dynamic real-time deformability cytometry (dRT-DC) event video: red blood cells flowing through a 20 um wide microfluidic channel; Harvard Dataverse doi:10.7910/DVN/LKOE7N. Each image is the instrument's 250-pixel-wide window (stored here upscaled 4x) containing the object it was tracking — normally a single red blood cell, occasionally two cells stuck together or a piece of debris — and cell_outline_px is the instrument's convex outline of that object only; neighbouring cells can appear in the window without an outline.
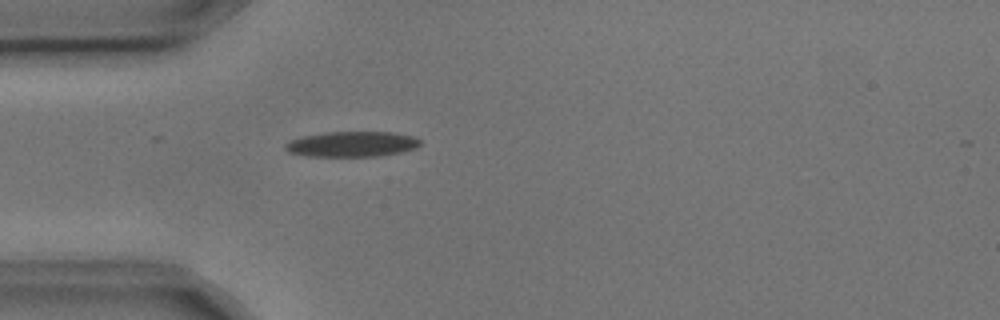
{"species": "common noctule bat (a hibernating species)", "species_latin": "Nyctalus noctula", "temperature_condition": "cold", "stored_images_in_passage": 5, "camera_frame_rate_fps": 3000, "um_per_image_px": 0.085, "animal": {"sex": "male", "body_mass_g": 17.9, "forearm_length_mm": 54.2}, "frame": {"image": 1, "passage_image": 5, "time_ms": 1.333, "image_size_px": [1000, 320], "cell_outline_px": [[420, 144], [416, 148], [400, 152], [380, 156], [308, 156], [288, 152], [284, 148], [284, 144], [292, 140], [304, 136], [328, 132], [392, 132], [412, 136], [420, 140]], "centroid_in_image_um": [29.92, 12.25], "position_along_channel_um": 55.1, "area_um2": 19.77}}